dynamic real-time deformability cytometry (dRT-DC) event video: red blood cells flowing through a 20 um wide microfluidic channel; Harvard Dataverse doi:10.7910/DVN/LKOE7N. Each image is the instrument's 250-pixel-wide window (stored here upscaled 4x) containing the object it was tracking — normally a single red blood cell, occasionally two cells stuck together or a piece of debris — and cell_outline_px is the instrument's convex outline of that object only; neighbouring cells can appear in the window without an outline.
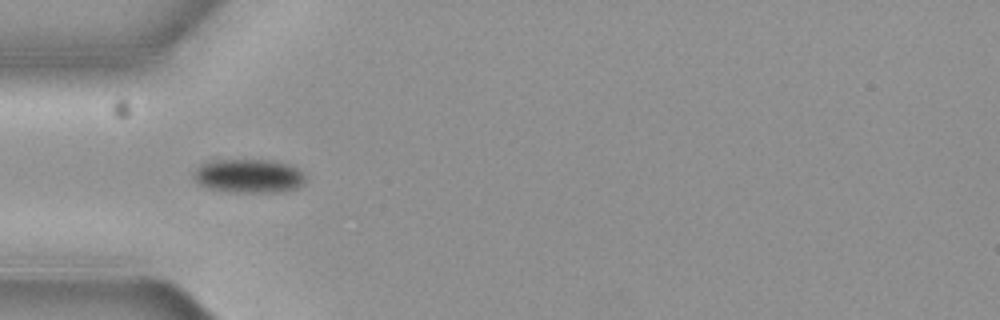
{"species": "common noctule bat (a hibernating species)", "species_latin": "Nyctalus noctula", "temperature_condition": "cold", "stored_images_in_passage": 2, "camera_frame_rate_fps": 3000, "um_per_image_px": 0.085, "animal": {"sex": "female", "body_mass_g": 19.3, "forearm_length_mm": 54.1}, "frame": {"image": 1, "passage_image": 1, "time_ms": 0.0, "image_size_px": [1000, 320], "cell_outline_px": [[304, 184], [300, 188], [284, 192], [232, 192], [208, 188], [200, 184], [192, 176], [204, 164], [220, 160], [268, 160], [284, 164], [296, 168], [304, 176]], "centroid_in_image_um": [21.2, 14.99], "position_along_channel_um": 63.8, "area_um2": 21.56}}
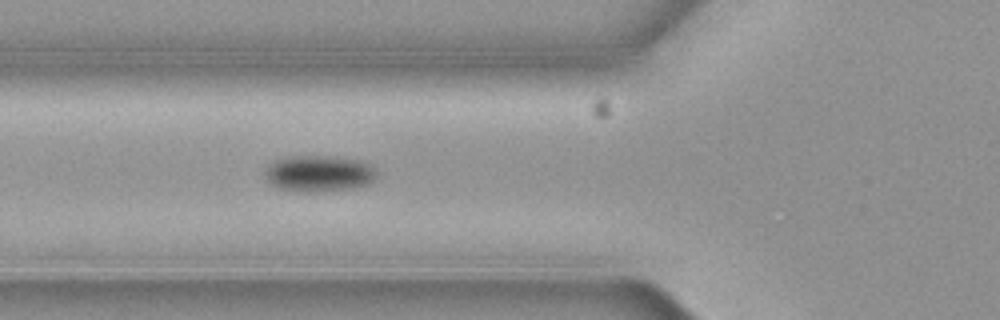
{"frame": {"image": 2, "passage_image": 2, "time_ms": 0.333, "image_size_px": [1000, 320], "cell_outline_px": [[372, 180], [368, 184], [352, 188], [308, 192], [296, 192], [280, 188], [272, 184], [264, 176], [264, 168], [268, 164], [276, 160], [288, 156], [328, 156], [360, 160], [368, 164], [372, 168]], "centroid_in_image_um": [27.0, 14.74], "position_along_channel_um": 98.8, "area_um2": 23.29}}